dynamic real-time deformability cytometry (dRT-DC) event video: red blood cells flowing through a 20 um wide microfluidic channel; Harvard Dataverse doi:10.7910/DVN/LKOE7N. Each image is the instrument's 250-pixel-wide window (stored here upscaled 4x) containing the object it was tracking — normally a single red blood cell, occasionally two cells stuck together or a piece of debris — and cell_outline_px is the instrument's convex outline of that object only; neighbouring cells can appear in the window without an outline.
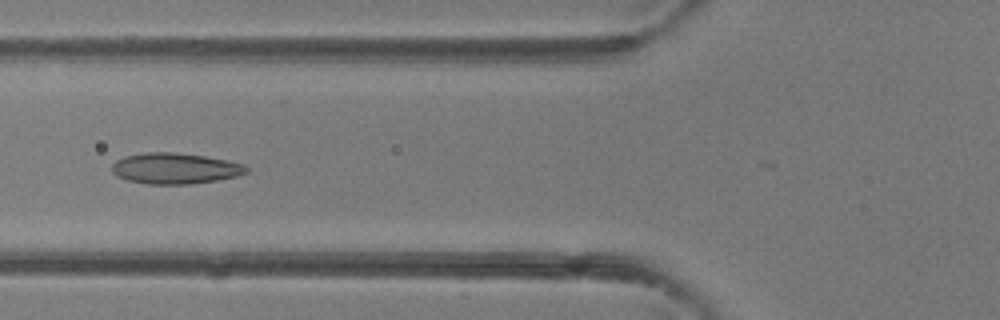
{"species": "common noctule bat (a hibernating species)", "species_latin": "Nyctalus noctula", "temperature_condition": "room temperature", "stored_images_in_passage": 5, "camera_frame_rate_fps": 3000, "um_per_image_px": 0.085, "animal": {"sex": "female"}, "frame": {"image": 1, "passage_image": 4, "time_ms": 3.333, "image_size_px": [1000, 320], "cell_outline_px": [[248, 172], [236, 176], [216, 180], [188, 184], [148, 184], [128, 180], [116, 176], [112, 172], [112, 164], [116, 160], [124, 156], [148, 152], [172, 152], [204, 156], [228, 160], [244, 164], [248, 168]], "centroid_in_image_um": [14.87, 14.31], "position_along_channel_um": 110.9, "area_um2": 24.16}}
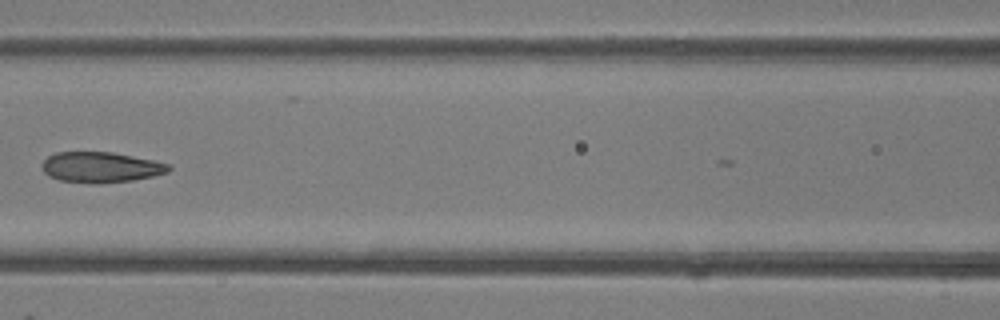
{"frame": {"image": 2, "passage_image": 5, "time_ms": 4.333, "image_size_px": [1000, 320], "cell_outline_px": [[172, 168], [168, 172], [152, 176], [132, 180], [100, 184], [96, 184], [60, 180], [48, 176], [44, 172], [40, 164], [48, 156], [56, 152], [112, 152], [152, 160], [168, 164]], "centroid_in_image_um": [8.53, 14.22], "position_along_channel_um": 158.1, "area_um2": 22.54}}